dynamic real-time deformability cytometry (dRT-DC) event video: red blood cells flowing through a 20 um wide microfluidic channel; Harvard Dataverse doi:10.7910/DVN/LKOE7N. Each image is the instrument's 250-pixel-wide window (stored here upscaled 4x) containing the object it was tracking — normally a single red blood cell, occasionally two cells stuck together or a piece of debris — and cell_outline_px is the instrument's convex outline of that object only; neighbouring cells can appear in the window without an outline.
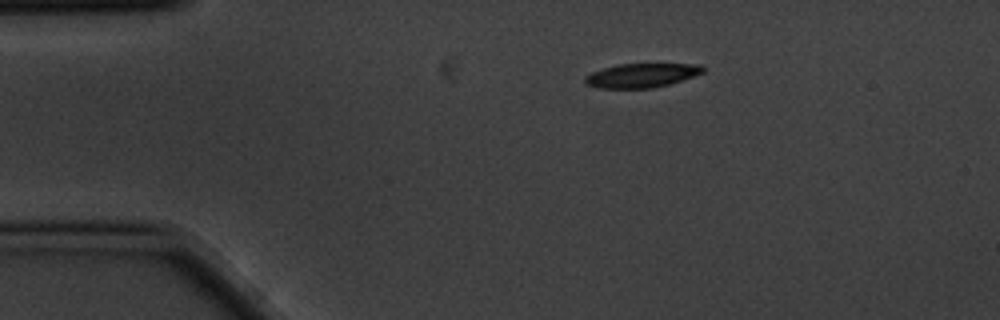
{"species": "common noctule bat (a hibernating species)", "species_latin": "Nyctalus noctula", "temperature_condition": "cold", "stored_images_in_passage": 4, "camera_frame_rate_fps": 3000, "um_per_image_px": 0.085, "animal": {"sex": "male", "body_mass_g": 20.1, "forearm_length_mm": 53.5}, "frame": {"image": 1, "passage_image": 1, "time_ms": 0.0, "image_size_px": [1000, 320], "cell_outline_px": [[704, 72], [668, 84], [652, 88], [596, 88], [584, 84], [584, 76], [592, 72], [604, 68], [620, 64], [700, 64], [704, 68]], "centroid_in_image_um": [54.47, 6.41], "position_along_channel_um": 30.5, "area_um2": 16.42}}
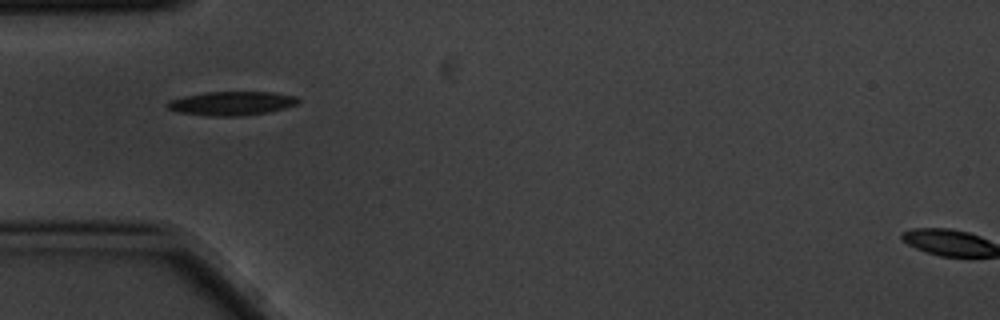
{"frame": {"image": 2, "passage_image": 3, "time_ms": 0.667, "image_size_px": [1000, 320], "cell_outline_px": [[300, 100], [296, 104], [284, 108], [268, 112], [240, 116], [208, 116], [176, 112], [168, 108], [164, 104], [168, 100], [184, 96], [204, 92], [272, 92], [296, 96]], "centroid_in_image_um": [19.63, 8.78], "position_along_channel_um": 65.4, "area_um2": 18.32}}